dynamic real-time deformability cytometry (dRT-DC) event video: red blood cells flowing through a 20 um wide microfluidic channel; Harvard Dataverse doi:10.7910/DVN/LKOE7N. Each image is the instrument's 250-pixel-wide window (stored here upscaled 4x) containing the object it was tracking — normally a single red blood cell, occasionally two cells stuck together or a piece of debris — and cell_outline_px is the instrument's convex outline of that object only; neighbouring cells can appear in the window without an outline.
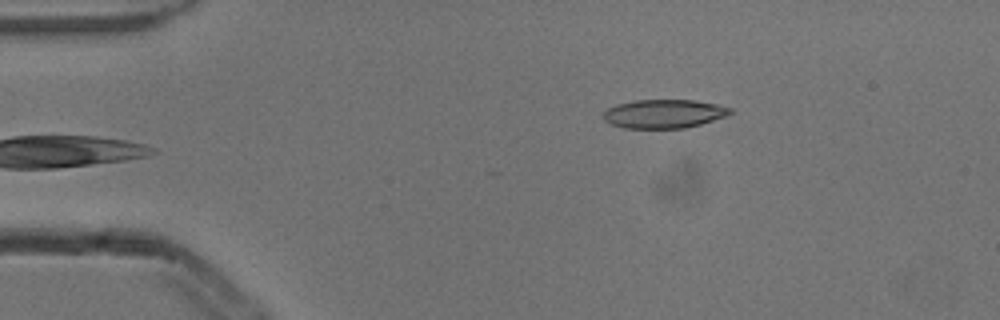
{"species": "common noctule bat (a hibernating species)", "species_latin": "Nyctalus noctula", "temperature_condition": "cold", "stored_images_in_passage": 6, "camera_frame_rate_fps": 3000, "um_per_image_px": 0.085, "animal": {"sex": "male", "body_mass_g": 13.3}, "frame": {"image": 1, "passage_image": 6, "time_ms": 1.667, "image_size_px": [1000, 320], "cell_outline_px": [[732, 112], [728, 116], [700, 124], [684, 128], [624, 128], [612, 124], [604, 120], [604, 112], [608, 108], [616, 104], [636, 100], [696, 100], [716, 104], [732, 108]], "centroid_in_image_um": [56.46, 9.67], "position_along_channel_um": 28.5, "area_um2": 21.21}}